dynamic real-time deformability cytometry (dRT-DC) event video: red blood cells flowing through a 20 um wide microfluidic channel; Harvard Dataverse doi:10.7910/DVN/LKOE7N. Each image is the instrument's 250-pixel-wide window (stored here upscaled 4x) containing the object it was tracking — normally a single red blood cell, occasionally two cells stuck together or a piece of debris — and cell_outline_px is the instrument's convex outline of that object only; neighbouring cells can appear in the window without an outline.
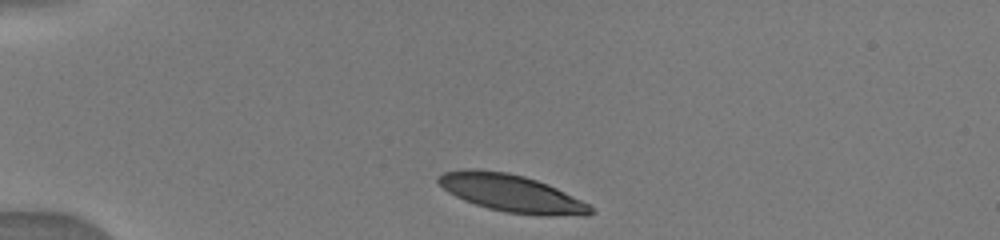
{"species": "human", "species_latin": "Homo sapiens", "temperature_condition": "warm", "stored_images_in_passage": 11, "camera_frame_rate_fps": 3000, "um_per_image_px": 0.085, "donor": {"sex": "male"}, "frame": {"image": 1, "passage_image": 1, "time_ms": 0.0, "image_size_px": [1000, 240], "cell_outline_px": [[596, 212], [588, 216], [540, 216], [504, 212], [488, 208], [464, 200], [448, 192], [436, 180], [436, 176], [444, 172], [464, 168], [468, 168], [508, 172], [524, 176], [548, 184], [588, 204]], "centroid_in_image_um": [43.48, 16.43], "position_along_channel_um": 41.5, "area_um2": 33.35}}
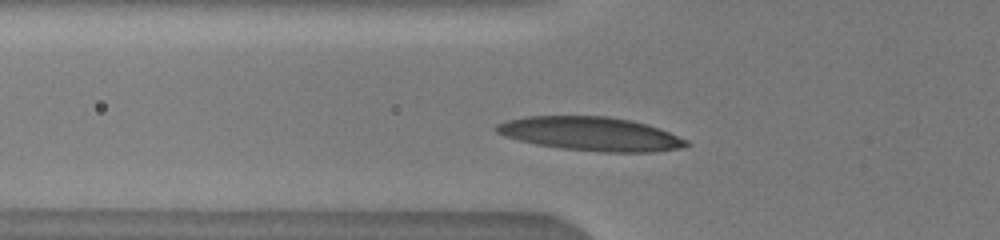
{"frame": {"image": 2, "passage_image": 5, "time_ms": 2.0, "image_size_px": [1000, 240], "cell_outline_px": [[688, 144], [680, 148], [652, 152], [604, 152], [560, 148], [536, 144], [504, 136], [496, 132], [492, 128], [496, 124], [508, 120], [524, 116], [608, 116], [632, 120], [648, 124], [660, 128], [688, 140]], "centroid_in_image_um": [50.2, 11.37], "position_along_channel_um": 75.6, "area_um2": 37.51}}
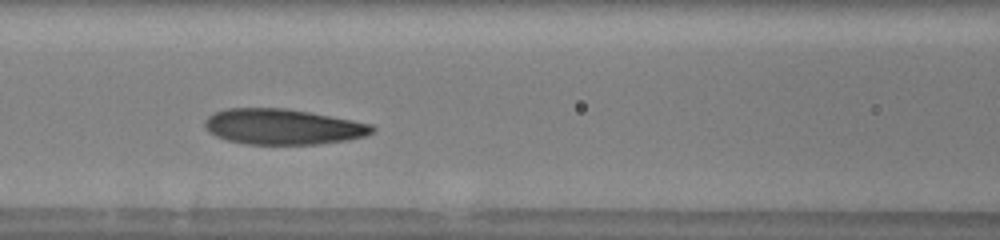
{"frame": {"image": 3, "passage_image": 7, "time_ms": 3.667, "image_size_px": [1000, 240], "cell_outline_px": [[376, 128], [372, 132], [364, 136], [348, 140], [320, 144], [248, 144], [228, 140], [216, 136], [208, 132], [204, 128], [204, 120], [208, 116], [224, 108], [284, 108], [308, 112], [352, 120], [372, 124]], "centroid_in_image_um": [24.01, 10.77], "position_along_channel_um": 142.6, "area_um2": 34.68}}